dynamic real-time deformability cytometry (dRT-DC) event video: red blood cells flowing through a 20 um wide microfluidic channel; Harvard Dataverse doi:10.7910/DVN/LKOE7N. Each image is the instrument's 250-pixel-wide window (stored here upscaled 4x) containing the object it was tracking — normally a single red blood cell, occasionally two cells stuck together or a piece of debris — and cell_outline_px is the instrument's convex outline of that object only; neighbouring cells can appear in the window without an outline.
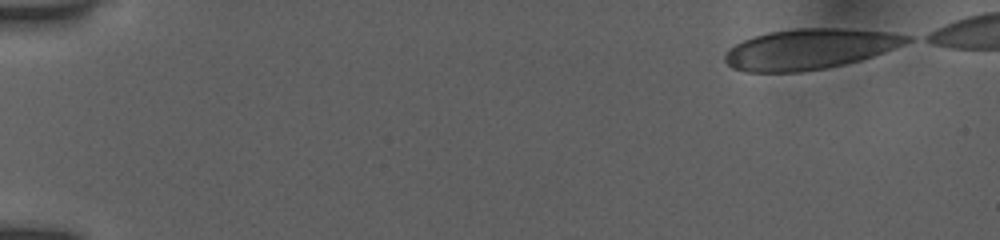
{"species": "human", "species_latin": "Homo sapiens", "temperature_condition": "room temperature", "stored_images_in_passage": 43, "camera_frame_rate_fps": 3000, "um_per_image_px": 0.085, "donor": {"sex": "female"}, "frame": {"image": 1, "passage_image": 1, "time_ms": 0.0, "image_size_px": [1000, 240], "cell_outline_px": [[912, 40], [904, 44], [884, 52], [860, 60], [828, 68], [800, 72], [744, 72], [732, 68], [724, 60], [724, 52], [728, 48], [744, 40], [756, 36], [772, 32], [796, 28], [844, 28], [892, 32], [912, 36]], "centroid_in_image_um": [68.81, 4.17], "position_along_channel_um": 16.2, "area_um2": 42.95}}
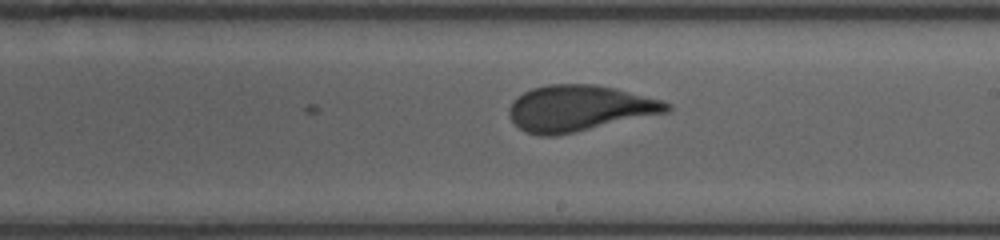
{"frame": {"image": 2, "passage_image": 23, "time_ms": 7.333, "image_size_px": [1000, 240], "cell_outline_px": [[672, 108], [668, 112], [556, 136], [540, 136], [524, 132], [512, 120], [508, 112], [508, 108], [512, 100], [516, 96], [532, 88], [548, 84], [596, 84], [616, 88], [664, 100], [672, 104]], "centroid_in_image_um": [49.24, 9.19], "position_along_channel_um": 239.8, "area_um2": 42.54}}
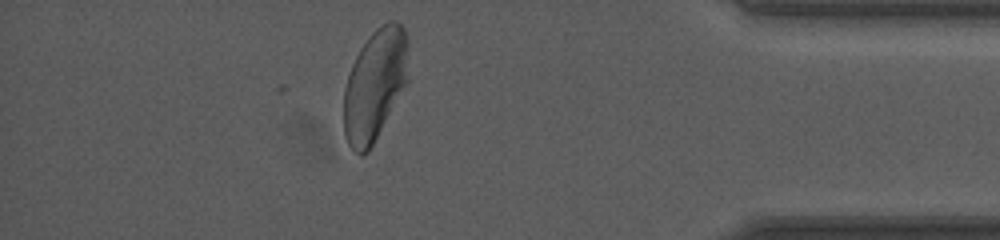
{"frame": {"image": 3, "passage_image": 38, "time_ms": 12.333, "image_size_px": [1000, 240], "cell_outline_px": [[408, 84], [368, 152], [360, 156], [348, 144], [344, 132], [344, 88], [352, 64], [360, 48], [368, 36], [376, 28], [388, 20], [396, 20], [404, 28], [408, 40]], "centroid_in_image_um": [31.89, 7.19], "position_along_channel_um": 403.3, "area_um2": 42.48}}